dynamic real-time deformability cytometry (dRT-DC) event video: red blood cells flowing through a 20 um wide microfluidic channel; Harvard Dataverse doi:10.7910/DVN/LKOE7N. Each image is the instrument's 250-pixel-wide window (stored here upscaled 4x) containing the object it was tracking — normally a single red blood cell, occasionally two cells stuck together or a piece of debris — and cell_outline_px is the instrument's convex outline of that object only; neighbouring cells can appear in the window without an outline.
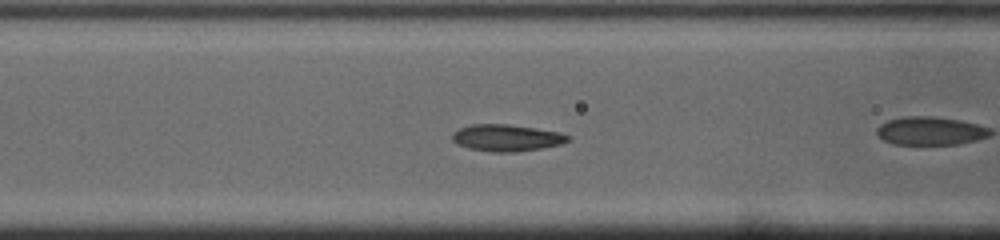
{"species": "common noctule bat (a hibernating species)", "species_latin": "Nyctalus noctula", "temperature_condition": "cold", "stored_images_in_passage": 37, "camera_frame_rate_fps": 3000, "um_per_image_px": 0.085, "animal": {"sex": "male", "body_mass_g": 19.0, "forearm_length_mm": 50.8}, "frame": {"image": 1, "passage_image": 6, "time_ms": 1.667, "image_size_px": [1000, 240], "cell_outline_px": [[572, 140], [560, 144], [540, 148], [516, 152], [492, 152], [468, 148], [452, 140], [452, 132], [460, 128], [472, 124], [508, 124], [536, 128], [560, 132], [572, 136]], "centroid_in_image_um": [43.1, 11.71], "position_along_channel_um": 123.5, "area_um2": 18.09}, "authors_computed_cell_mechanics": {"area_um2": 18.0336, "velocity_mm_per_s": 4.0856, "shape_relaxation_time_tau1_ms": 6.1564, "shape_relaxation_time_tau2_ms": 1.2125, "deformation_change_tau1": 0.1487, "deformation_change_tau2": 0.0438}}